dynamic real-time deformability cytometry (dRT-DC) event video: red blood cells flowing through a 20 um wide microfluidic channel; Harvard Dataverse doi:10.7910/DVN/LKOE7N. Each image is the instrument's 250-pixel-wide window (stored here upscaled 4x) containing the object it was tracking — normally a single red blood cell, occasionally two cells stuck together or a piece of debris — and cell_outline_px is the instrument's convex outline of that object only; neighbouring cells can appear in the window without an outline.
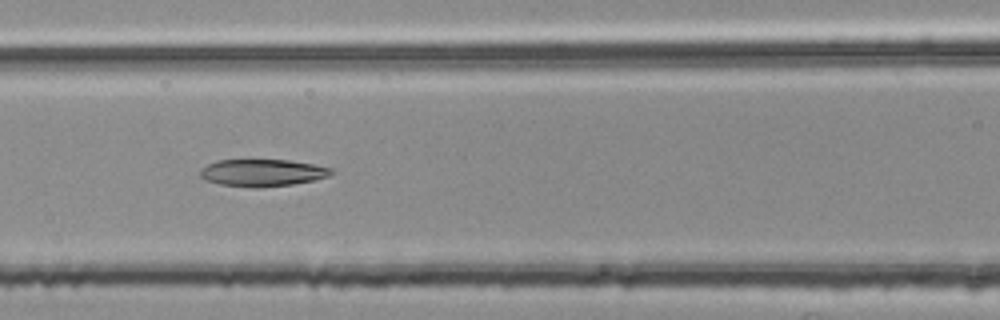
{"species": "common noctule bat (a hibernating species)", "species_latin": "Nyctalus noctula", "temperature_condition": "room temperature", "stored_images_in_passage": 42, "camera_frame_rate_fps": 3000, "um_per_image_px": 0.085, "animal": {"sex": "female", "body_mass_g": 25.1}, "frame": {"image": 1, "passage_image": 16, "time_ms": 5.0, "image_size_px": [1000, 320], "cell_outline_px": [[332, 172], [328, 176], [316, 180], [292, 184], [256, 188], [220, 184], [204, 180], [200, 176], [200, 168], [216, 160], [288, 160], [312, 164], [332, 168]], "centroid_in_image_um": [22.27, 14.68], "position_along_channel_um": 144.3, "area_um2": 20.69}}
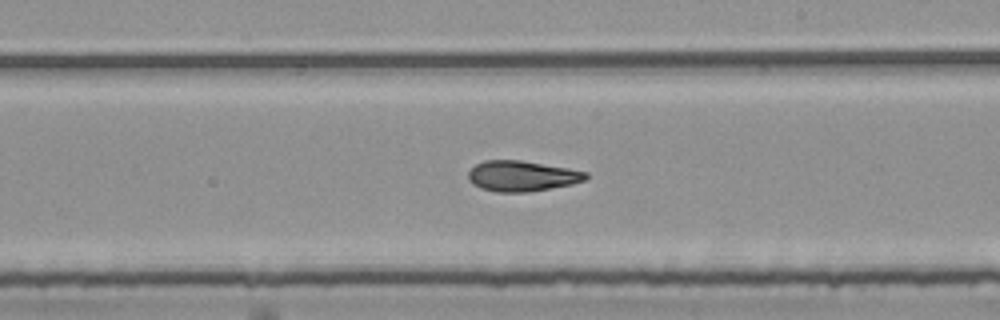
{"frame": {"image": 2, "passage_image": 24, "time_ms": 7.667, "image_size_px": [1000, 320], "cell_outline_px": [[588, 176], [584, 180], [572, 184], [528, 192], [496, 192], [480, 188], [472, 184], [468, 180], [468, 172], [476, 164], [484, 160], [520, 160], [568, 168], [588, 172]], "centroid_in_image_um": [44.33, 14.96], "position_along_channel_um": 244.7, "area_um2": 20.92}}
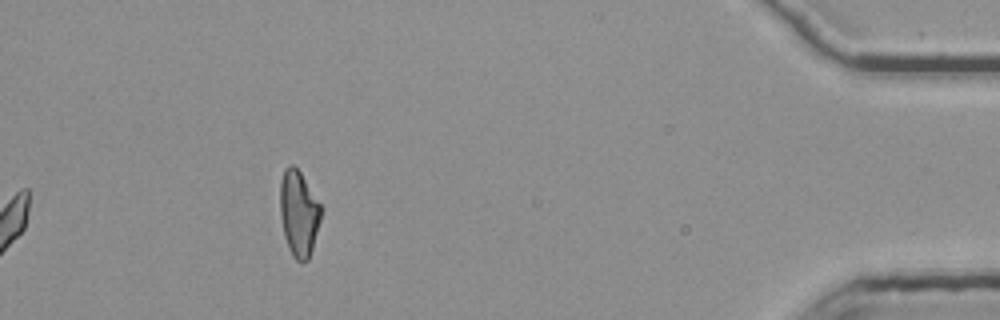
{"frame": {"image": 3, "passage_image": 42, "time_ms": 13.667, "image_size_px": [1000, 320], "cell_outline_px": [[320, 220], [312, 248], [308, 260], [296, 260], [292, 256], [284, 236], [280, 216], [280, 180], [284, 168], [292, 164], [300, 172], [320, 204]], "centroid_in_image_um": [25.36, 18.12], "position_along_channel_um": 409.8, "area_um2": 20.11}, "authors_computed_cell_mechanics": {"area_um2": 20.9814, "velocity_mm_per_s": 3.777, "shape_relaxation_time_tau1_ms": null, "shape_relaxation_time_tau2_ms": 5.3086, "deformation_change_tau1": null, "deformation_change_tau2": 0.1283}}